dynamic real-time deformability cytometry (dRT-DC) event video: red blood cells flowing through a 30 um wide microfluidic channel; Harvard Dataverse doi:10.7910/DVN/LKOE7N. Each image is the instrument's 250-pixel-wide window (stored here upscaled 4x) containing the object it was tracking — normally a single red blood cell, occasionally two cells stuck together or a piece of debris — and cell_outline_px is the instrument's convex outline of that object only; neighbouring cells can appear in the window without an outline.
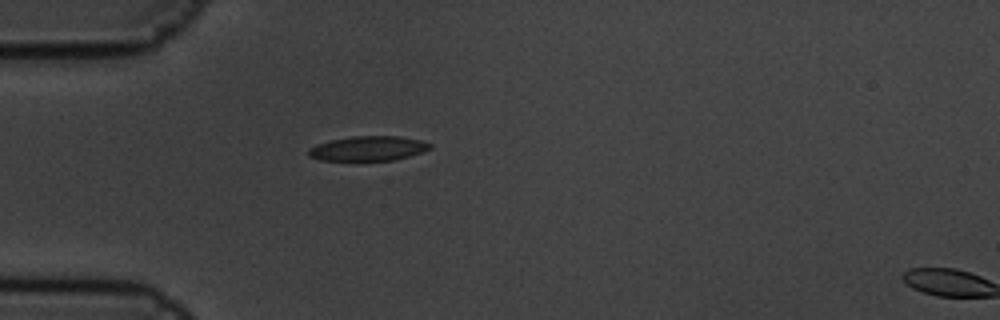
{"species": "common noctule bat (a hibernating species)", "species_latin": "Nyctalus noctula", "temperature_condition": "cold", "stored_images_in_passage": 2, "segment_of_instrument_passage": [1, 2], "camera_frame_rate_fps": 3000, "um_per_image_px": 0.085, "animal": {"sex": "male", "body_mass_g": 19.5, "forearm_length_mm": 54.6}, "frame": {"image": 1, "passage_image": 1, "time_ms": 0.0, "image_size_px": [1000, 320], "cell_outline_px": [[432, 148], [424, 152], [396, 160], [320, 160], [308, 156], [308, 148], [316, 144], [332, 140], [352, 136], [400, 136], [420, 140], [432, 144]], "centroid_in_image_um": [31.32, 12.62], "position_along_channel_um": 53.7, "area_um2": 17.57}}